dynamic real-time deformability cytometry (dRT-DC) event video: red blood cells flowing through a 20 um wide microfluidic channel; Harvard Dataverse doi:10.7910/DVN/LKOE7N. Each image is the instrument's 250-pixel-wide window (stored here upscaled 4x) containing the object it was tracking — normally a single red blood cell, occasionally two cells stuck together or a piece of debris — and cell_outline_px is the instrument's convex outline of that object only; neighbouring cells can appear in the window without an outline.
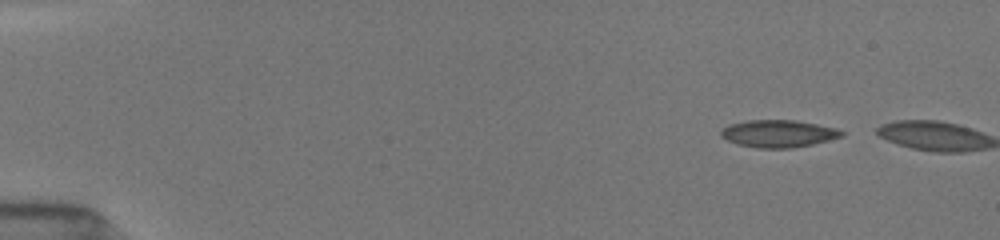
{"species": "common noctule bat (a hibernating species)", "species_latin": "Nyctalus noctula", "temperature_condition": "room temperature", "stored_images_in_passage": 4, "camera_frame_rate_fps": 3000, "um_per_image_px": 0.085, "animal": {"sex": "female", "body_mass_g": 19.5, "forearm_length_mm": 54.1}, "frame": {"image": 1, "passage_image": 3, "time_ms": 1.0, "image_size_px": [1000, 240], "cell_outline_px": [[844, 136], [812, 144], [792, 148], [756, 148], [740, 144], [728, 140], [720, 136], [720, 132], [728, 124], [748, 120], [796, 120], [836, 128], [844, 132]], "centroid_in_image_um": [66.16, 11.35], "position_along_channel_um": 18.8, "area_um2": 19.13}}